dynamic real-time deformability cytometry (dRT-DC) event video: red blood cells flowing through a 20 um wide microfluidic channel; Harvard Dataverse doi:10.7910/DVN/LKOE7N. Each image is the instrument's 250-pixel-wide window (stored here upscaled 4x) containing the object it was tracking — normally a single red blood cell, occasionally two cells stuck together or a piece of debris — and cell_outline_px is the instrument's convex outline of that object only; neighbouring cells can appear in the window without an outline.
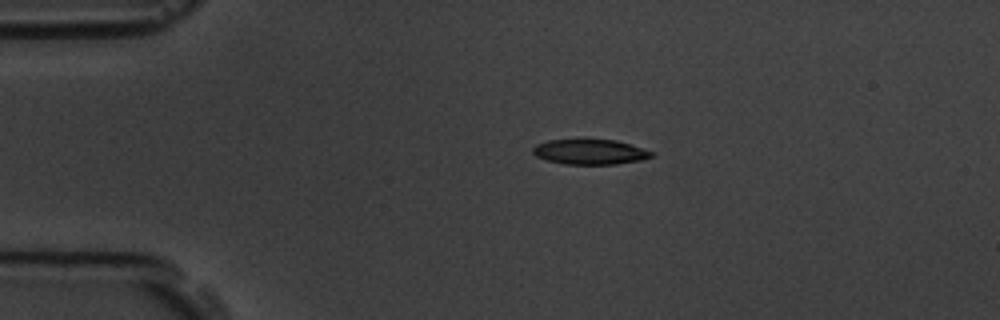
{"species": "common noctule bat (a hibernating species)", "species_latin": "Nyctalus noctula", "temperature_condition": "room temperature", "stored_images_in_passage": 3, "camera_frame_rate_fps": 3000, "um_per_image_px": 0.085, "animal": {"sex": "male", "body_mass_g": 19.5, "forearm_length_mm": 54.6}, "frame": {"image": 1, "passage_image": 1, "time_ms": 0.0, "image_size_px": [1000, 320], "cell_outline_px": [[656, 152], [652, 156], [640, 160], [616, 164], [564, 164], [548, 160], [536, 156], [532, 152], [532, 148], [536, 144], [548, 140], [584, 136], [616, 140]], "centroid_in_image_um": [50.12, 12.85], "position_along_channel_um": 34.9, "area_um2": 18.21}}
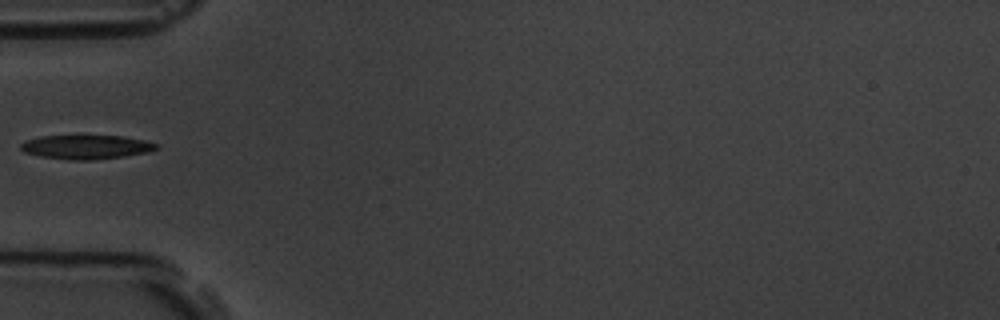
{"frame": {"image": 2, "passage_image": 3, "time_ms": 2.333, "image_size_px": [1000, 320], "cell_outline_px": [[160, 148], [148, 152], [124, 156], [88, 160], [68, 160], [40, 156], [24, 152], [20, 148], [20, 144], [28, 140], [40, 136], [120, 136], [144, 140], [160, 144]], "centroid_in_image_um": [7.35, 12.5], "position_along_channel_um": 77.6, "area_um2": 18.9}}